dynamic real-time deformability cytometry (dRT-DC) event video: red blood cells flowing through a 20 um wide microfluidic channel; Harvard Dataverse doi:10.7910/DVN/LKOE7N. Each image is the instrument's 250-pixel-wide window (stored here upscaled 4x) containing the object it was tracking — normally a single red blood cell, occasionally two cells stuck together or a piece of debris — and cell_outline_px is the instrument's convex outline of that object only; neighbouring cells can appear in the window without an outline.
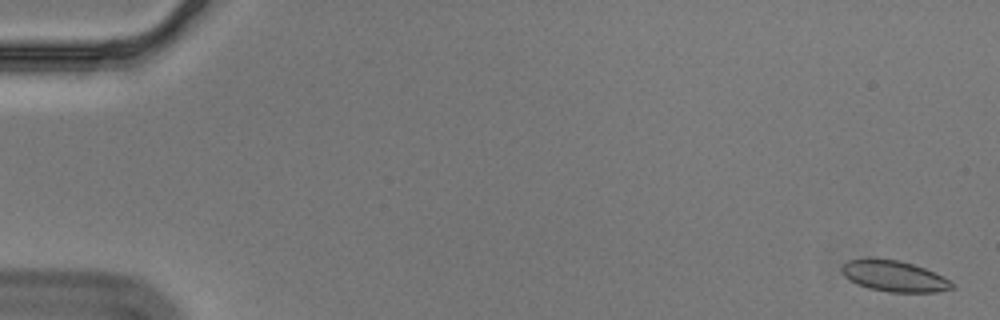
{"species": "Egyptian fruit bat (a non-hibernating species)", "species_latin": "Rousettus aegyptiacus", "temperature_condition": "cold", "stored_images_in_passage": 16, "camera_frame_rate_fps": 3000, "um_per_image_px": 0.085, "animal": {"sex": "male"}, "frame": {"image": 1, "passage_image": 2, "time_ms": 0.333, "image_size_px": [1000, 320], "cell_outline_px": [[956, 288], [936, 292], [888, 292], [868, 288], [856, 284], [844, 276], [840, 272], [840, 264], [848, 260], [864, 256], [872, 256], [900, 260], [924, 268], [944, 276], [952, 280], [956, 284]], "centroid_in_image_um": [75.96, 23.44], "position_along_channel_um": 9.0, "area_um2": 20.81}}